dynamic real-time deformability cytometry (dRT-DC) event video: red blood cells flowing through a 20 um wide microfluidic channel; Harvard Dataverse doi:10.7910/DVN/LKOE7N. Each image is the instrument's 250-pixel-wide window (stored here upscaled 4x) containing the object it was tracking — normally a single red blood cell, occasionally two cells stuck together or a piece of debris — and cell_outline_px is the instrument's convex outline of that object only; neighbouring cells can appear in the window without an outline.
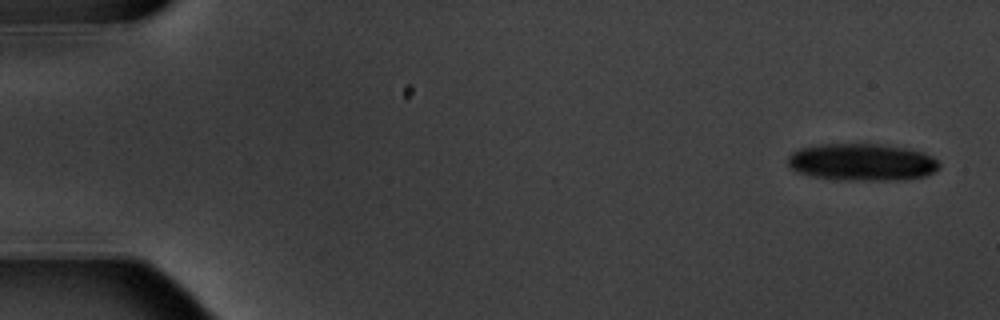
{"species": "common noctule bat (a hibernating species)", "species_latin": "Nyctalus noctula", "temperature_condition": "warm", "stored_images_in_passage": 10, "camera_frame_rate_fps": 3000, "um_per_image_px": 0.085, "animal": {"sex": "male", "body_mass_g": 20.1, "forearm_length_mm": 53.5}, "frame": {"image": 1, "passage_image": 1, "time_ms": 0.0, "image_size_px": [1000, 320], "cell_outline_px": [[940, 168], [924, 176], [900, 180], [844, 180], [812, 176], [796, 172], [788, 164], [788, 156], [792, 152], [800, 148], [820, 144], [884, 144], [912, 148], [924, 152], [932, 156], [940, 164]], "centroid_in_image_um": [73.29, 13.77], "position_along_channel_um": 11.7, "area_um2": 33.06}}
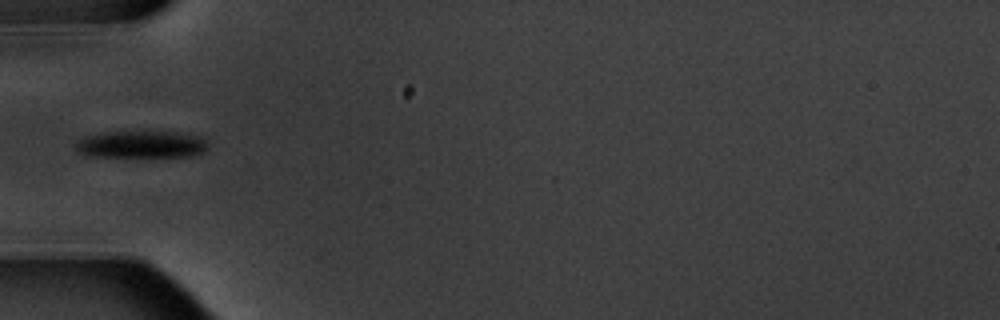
{"frame": {"image": 2, "passage_image": 6, "time_ms": 6.0, "image_size_px": [1000, 320], "cell_outline_px": [[208, 148], [204, 152], [192, 156], [84, 156], [76, 152], [76, 144], [84, 136], [100, 132], [176, 132], [204, 136], [208, 144]], "centroid_in_image_um": [12.03, 12.27], "position_along_channel_um": 73.0, "area_um2": 21.1}}